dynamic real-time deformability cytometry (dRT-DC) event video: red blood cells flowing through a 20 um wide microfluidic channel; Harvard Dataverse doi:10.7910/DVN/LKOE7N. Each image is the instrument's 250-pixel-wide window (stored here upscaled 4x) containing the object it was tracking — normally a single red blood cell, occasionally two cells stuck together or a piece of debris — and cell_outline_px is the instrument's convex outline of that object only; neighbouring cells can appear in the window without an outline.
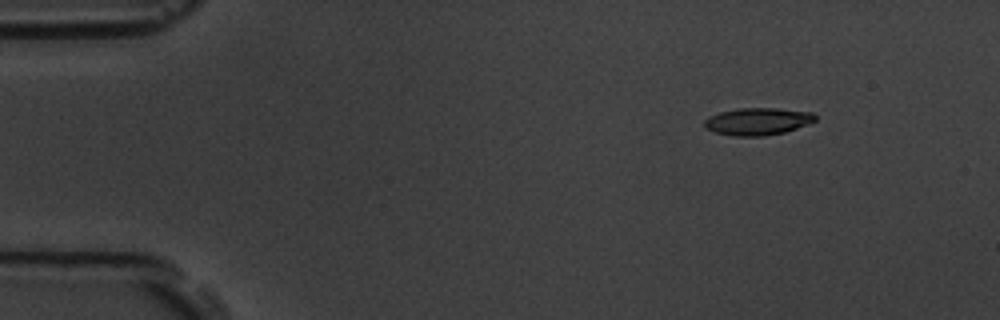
{"species": "common noctule bat (a hibernating species)", "species_latin": "Nyctalus noctula", "temperature_condition": "room temperature", "stored_images_in_passage": 4, "camera_frame_rate_fps": 3000, "um_per_image_px": 0.085, "animal": {"sex": "male", "body_mass_g": 19.5, "forearm_length_mm": 54.6}, "frame": {"image": 1, "passage_image": 1, "time_ms": 0.0, "image_size_px": [1000, 320], "cell_outline_px": [[816, 120], [808, 124], [784, 132], [764, 136], [732, 136], [716, 132], [704, 128], [704, 120], [708, 116], [720, 112], [740, 108], [776, 108], [812, 112], [816, 116]], "centroid_in_image_um": [64.38, 10.32], "position_along_channel_um": 20.6, "area_um2": 17.63}}